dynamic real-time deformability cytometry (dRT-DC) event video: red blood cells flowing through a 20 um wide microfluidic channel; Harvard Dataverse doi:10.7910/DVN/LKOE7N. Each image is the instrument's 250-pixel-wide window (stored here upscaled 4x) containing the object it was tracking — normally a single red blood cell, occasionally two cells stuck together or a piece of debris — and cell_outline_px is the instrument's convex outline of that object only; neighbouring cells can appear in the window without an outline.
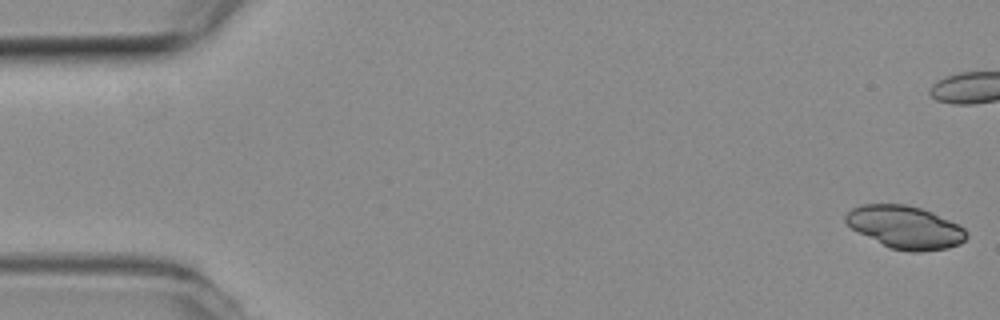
{"species": "common noctule bat (a hibernating species)", "species_latin": "Nyctalus noctula", "temperature_condition": "room temperature", "stored_images_in_passage": 8, "segment_of_instrument_passage": [1, 2], "camera_frame_rate_fps": 3000, "um_per_image_px": 0.085, "animal": {"sex": "female", "body_mass_g": 19.3, "forearm_length_mm": 54.1}, "frame": {"image": 1, "passage_image": 1, "time_ms": 0.0, "image_size_px": [1000, 320], "cell_outline_px": [[968, 236], [960, 244], [948, 248], [920, 252], [908, 252], [892, 248], [852, 228], [844, 220], [844, 216], [852, 208], [860, 204], [908, 204], [932, 212], [964, 228], [968, 232]], "centroid_in_image_um": [76.96, 19.31], "position_along_channel_um": 8.0, "area_um2": 29.77}}
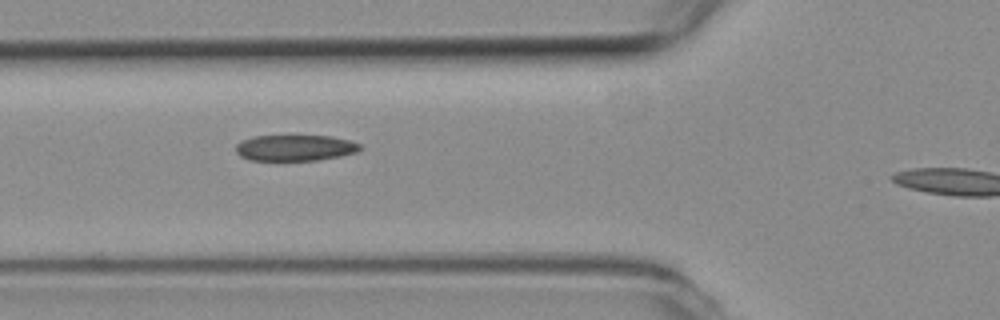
{"frame": {"image": 2, "passage_image": 6, "time_ms": 1.667, "image_size_px": [1000, 320], "cell_outline_px": [[360, 148], [356, 152], [340, 156], [316, 160], [248, 160], [240, 156], [236, 152], [236, 144], [240, 140], [252, 136], [332, 136], [348, 140], [360, 144]], "centroid_in_image_um": [25.02, 12.56], "position_along_channel_um": 100.8, "area_um2": 18.79}}
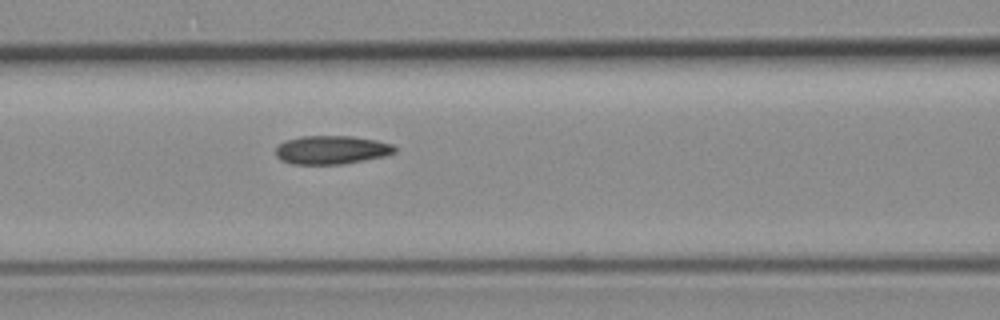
{"frame": {"image": 3, "passage_image": 7, "time_ms": 2.0, "image_size_px": [1000, 320], "cell_outline_px": [[396, 152], [384, 156], [340, 164], [292, 164], [280, 160], [276, 156], [276, 148], [284, 140], [300, 136], [352, 136], [376, 140], [392, 144], [396, 148]], "centroid_in_image_um": [28.15, 12.73], "position_along_channel_um": 138.4, "area_um2": 19.77}}